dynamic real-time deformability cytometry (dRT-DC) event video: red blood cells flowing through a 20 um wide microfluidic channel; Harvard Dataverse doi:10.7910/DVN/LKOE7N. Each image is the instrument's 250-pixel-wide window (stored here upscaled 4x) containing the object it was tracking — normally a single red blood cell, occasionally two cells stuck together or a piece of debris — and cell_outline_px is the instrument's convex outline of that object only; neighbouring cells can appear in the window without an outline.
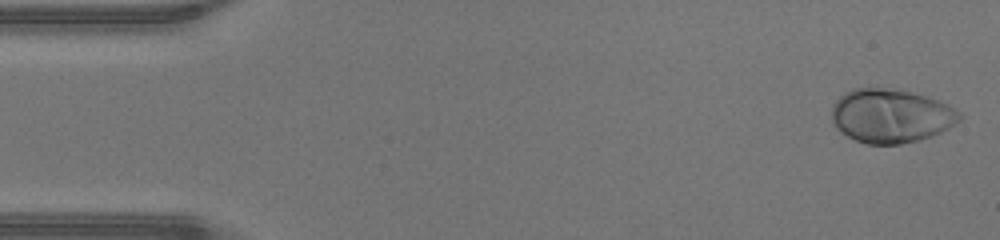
{"species": "human", "species_latin": "Homo sapiens", "temperature_condition": "warm", "stored_images_in_passage": 46, "camera_frame_rate_fps": 3000, "um_per_image_px": 0.085, "donor": {"sex": "male"}, "frame": {"image": 1, "passage_image": 1, "time_ms": 0.0, "image_size_px": [1000, 240], "cell_outline_px": [[964, 116], [956, 124], [932, 136], [900, 144], [868, 144], [856, 140], [840, 132], [832, 124], [832, 104], [844, 92], [852, 88], [892, 88], [912, 92], [928, 96], [940, 100], [956, 108]], "centroid_in_image_um": [75.74, 9.83], "position_along_channel_um": 9.3, "area_um2": 40.58}}
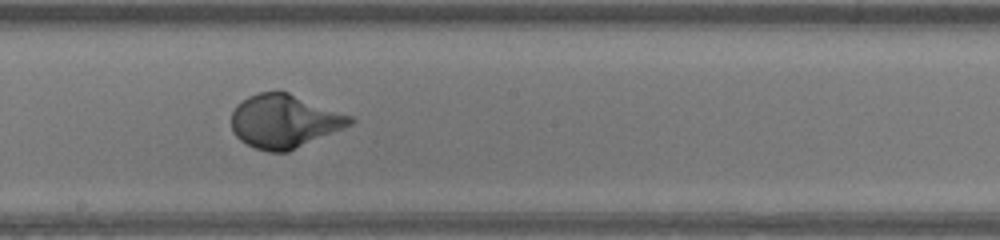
{"frame": {"image": 2, "passage_image": 25, "time_ms": 8.0, "image_size_px": [1000, 240], "cell_outline_px": [[356, 120], [352, 124], [288, 152], [268, 152], [256, 148], [240, 140], [236, 136], [232, 128], [232, 112], [236, 104], [248, 96], [260, 92], [288, 92], [352, 116]], "centroid_in_image_um": [24.16, 10.3], "position_along_channel_um": 224.0, "area_um2": 36.7}}
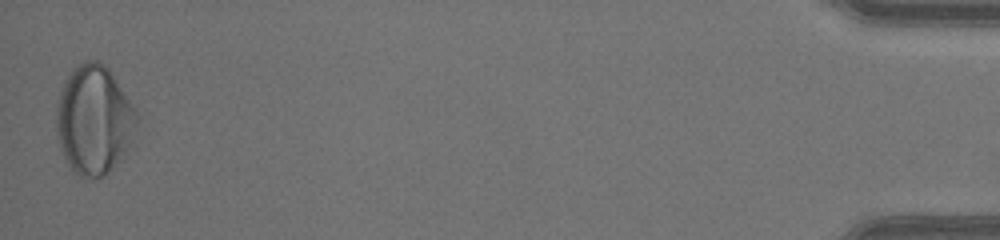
{"frame": {"image": 3, "passage_image": 46, "time_ms": 15.0, "image_size_px": [1000, 240], "cell_outline_px": [[136, 124], [132, 144], [108, 172], [104, 176], [80, 176], [68, 164], [60, 148], [56, 128], [56, 104], [64, 80], [72, 68], [88, 60], [96, 60], [104, 64], [108, 68], [136, 108]], "centroid_in_image_um": [7.98, 10.15], "position_along_channel_um": 427.2, "area_um2": 50.81}, "authors_computed_cell_mechanics": {"area_um2": 37.57, "velocity_mm_per_s": 4.3591, "shape_relaxation_time_tau1_ms": 2.3471, "shape_relaxation_time_tau2_ms": null, "deformation_change_tau1": 0.2057, "deformation_change_tau2": null}}